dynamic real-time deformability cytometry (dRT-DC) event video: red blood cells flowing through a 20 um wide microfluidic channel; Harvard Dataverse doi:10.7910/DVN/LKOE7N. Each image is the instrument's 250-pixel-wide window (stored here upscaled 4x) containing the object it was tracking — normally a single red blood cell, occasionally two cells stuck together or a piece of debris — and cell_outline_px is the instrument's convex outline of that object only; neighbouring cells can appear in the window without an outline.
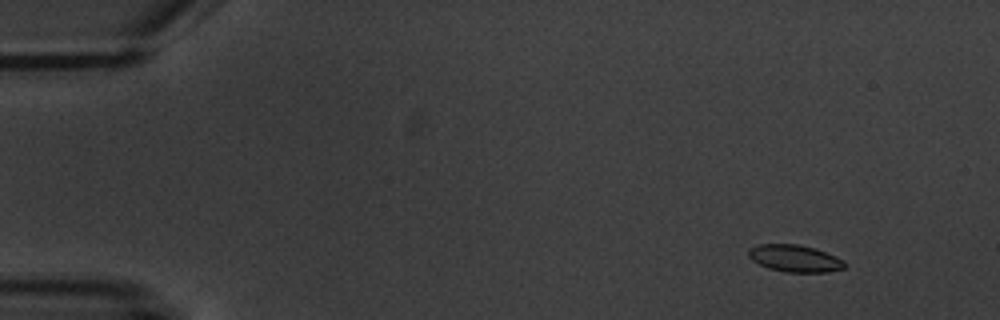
{"species": "common noctule bat (a hibernating species)", "species_latin": "Nyctalus noctula", "temperature_condition": "warm", "stored_images_in_passage": 5, "camera_frame_rate_fps": 3000, "um_per_image_px": 0.085, "animal": {"sex": "male", "body_mass_g": 20.1, "forearm_length_mm": 53.5}, "frame": {"image": 1, "passage_image": 1, "time_ms": 0.0, "image_size_px": [1000, 320], "cell_outline_px": [[844, 268], [828, 272], [784, 272], [768, 268], [752, 260], [748, 256], [748, 248], [760, 244], [800, 244], [816, 248], [836, 256], [844, 260]], "centroid_in_image_um": [67.55, 21.95], "position_along_channel_um": 17.4, "area_um2": 15.26}}
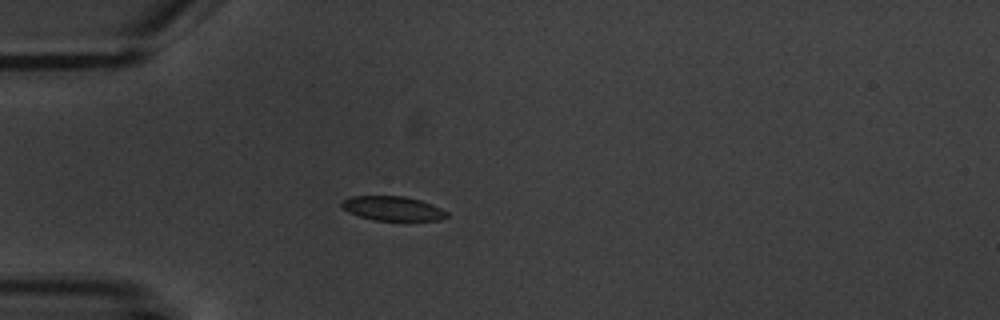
{"frame": {"image": 2, "passage_image": 4, "time_ms": 3.667, "image_size_px": [1000, 320], "cell_outline_px": [[448, 216], [440, 220], [372, 220], [348, 212], [340, 204], [344, 200], [352, 196], [404, 196], [420, 200], [440, 208], [448, 212]], "centroid_in_image_um": [33.38, 17.72], "position_along_channel_um": 51.6, "area_um2": 14.74}}